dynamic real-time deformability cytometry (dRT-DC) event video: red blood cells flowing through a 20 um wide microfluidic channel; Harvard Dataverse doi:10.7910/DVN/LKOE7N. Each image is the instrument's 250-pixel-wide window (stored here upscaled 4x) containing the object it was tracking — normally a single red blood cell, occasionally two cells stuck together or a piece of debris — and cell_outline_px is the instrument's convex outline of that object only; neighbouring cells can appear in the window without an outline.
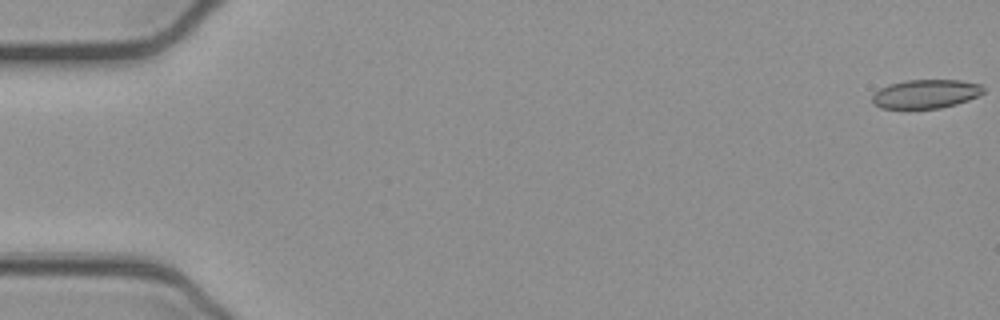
{"species": "common noctule bat (a hibernating species)", "species_latin": "Nyctalus noctula", "temperature_condition": "cold", "stored_images_in_passage": 53, "camera_frame_rate_fps": 3000, "um_per_image_px": 0.085, "animal": {"sex": "female", "body_mass_g": 21.9}, "frame": {"image": 1, "passage_image": 1, "time_ms": 0.0, "image_size_px": [1000, 320], "cell_outline_px": [[984, 92], [968, 100], [956, 104], [940, 108], [880, 108], [872, 104], [872, 96], [880, 88], [888, 84], [908, 80], [960, 80], [980, 84], [984, 88]], "centroid_in_image_um": [78.67, 7.98], "position_along_channel_um": 6.3, "area_um2": 18.61}}
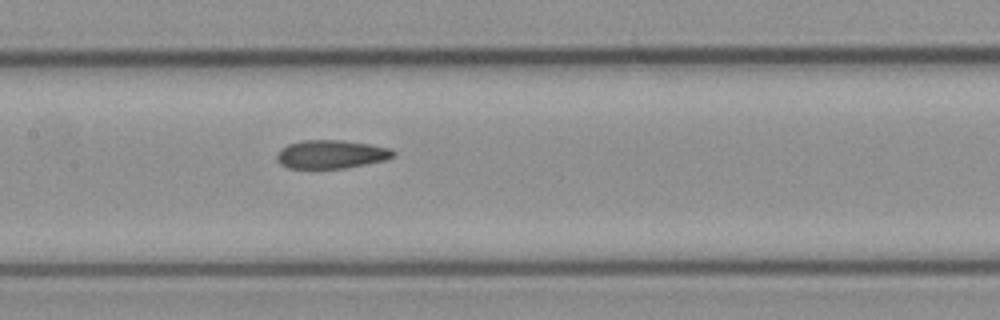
{"frame": {"image": 2, "passage_image": 26, "time_ms": 8.333, "image_size_px": [1000, 320], "cell_outline_px": [[396, 156], [388, 160], [344, 168], [288, 168], [280, 164], [276, 160], [276, 156], [280, 148], [288, 144], [300, 140], [340, 140], [368, 144], [392, 148], [396, 152]], "centroid_in_image_um": [28.16, 13.11], "position_along_channel_um": 179.2, "area_um2": 19.54}}
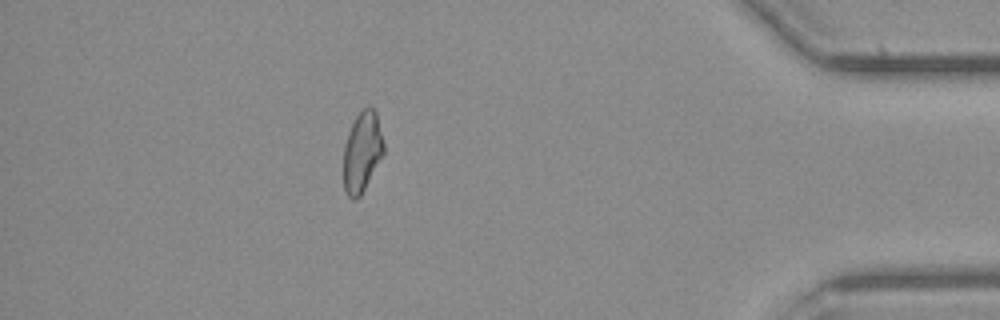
{"frame": {"image": 3, "passage_image": 47, "time_ms": 15.333, "image_size_px": [1000, 320], "cell_outline_px": [[384, 152], [360, 196], [356, 200], [352, 200], [344, 192], [344, 144], [348, 132], [356, 116], [368, 104], [376, 112], [384, 144]], "centroid_in_image_um": [30.77, 12.91], "position_along_channel_um": 404.4, "area_um2": 18.67}, "authors_computed_cell_mechanics": {"area_um2": 19.5942, "velocity_mm_per_s": 3.9078, "shape_relaxation_time_tau1_ms": null, "shape_relaxation_time_tau2_ms": 3.4684, "deformation_change_tau1": null, "deformation_change_tau2": 0.104}}